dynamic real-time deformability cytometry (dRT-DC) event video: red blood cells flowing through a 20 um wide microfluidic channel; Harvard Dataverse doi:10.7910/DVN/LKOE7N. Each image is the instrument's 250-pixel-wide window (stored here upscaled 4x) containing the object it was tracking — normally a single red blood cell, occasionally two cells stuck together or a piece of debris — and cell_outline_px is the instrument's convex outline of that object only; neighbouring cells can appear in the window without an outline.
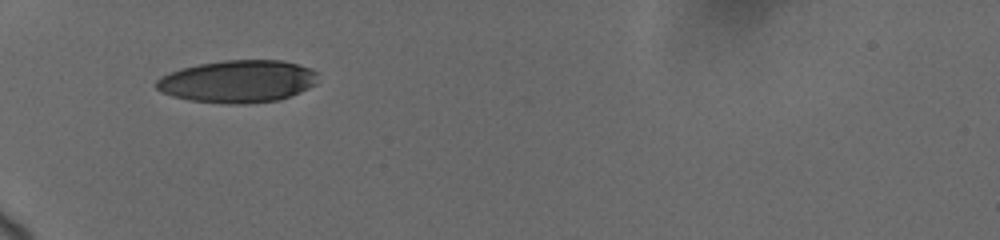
{"species": "human", "species_latin": "Homo sapiens", "temperature_condition": "cold", "stored_images_in_passage": 18, "camera_frame_rate_fps": 3000, "um_per_image_px": 0.085, "donor": {"sex": "female"}, "frame": {"image": 1, "passage_image": 1, "time_ms": 0.0, "image_size_px": [1000, 240], "cell_outline_px": [[316, 84], [300, 92], [276, 100], [244, 104], [232, 104], [188, 100], [172, 96], [156, 88], [156, 80], [160, 76], [180, 68], [200, 64], [224, 60], [280, 60], [296, 64], [308, 68], [316, 72]], "centroid_in_image_um": [20.18, 6.91], "position_along_channel_um": 64.8, "area_um2": 39.65}}
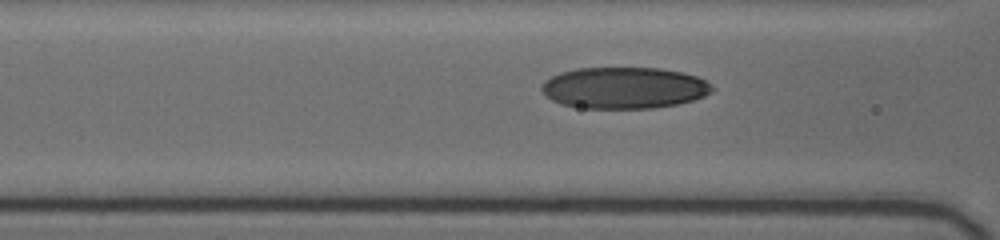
{"frame": {"image": 2, "passage_image": 10, "time_ms": 1.667, "image_size_px": [1000, 240], "cell_outline_px": [[712, 92], [704, 96], [692, 100], [676, 104], [652, 108], [584, 108], [560, 104], [552, 100], [540, 88], [540, 84], [544, 80], [560, 72], [576, 68], [660, 68], [680, 72], [696, 76], [704, 80], [712, 88]], "centroid_in_image_um": [53.0, 7.46], "position_along_channel_um": 113.6, "area_um2": 41.04}}
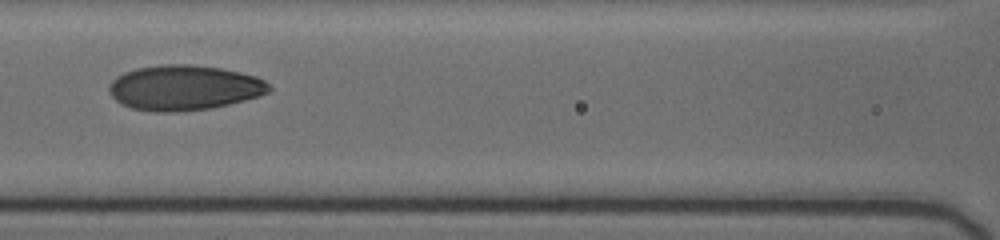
{"frame": {"image": 3, "passage_image": 17, "time_ms": 2.667, "image_size_px": [1000, 240], "cell_outline_px": [[272, 88], [268, 92], [260, 96], [228, 104], [208, 108], [172, 112], [156, 112], [132, 108], [120, 104], [108, 92], [108, 84], [116, 76], [124, 72], [136, 68], [164, 64], [192, 64], [220, 68], [240, 72], [256, 76], [264, 80]], "centroid_in_image_um": [15.62, 7.45], "position_along_channel_um": 151.0, "area_um2": 42.14}}